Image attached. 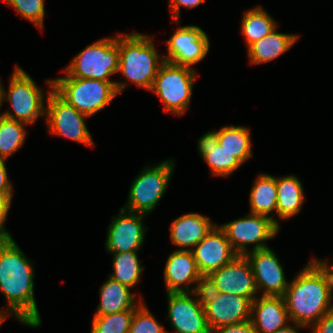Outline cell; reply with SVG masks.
<instances>
[{"instance_id":"ac0fdd59","label":"cell","mask_w":333,"mask_h":333,"mask_svg":"<svg viewBox=\"0 0 333 333\" xmlns=\"http://www.w3.org/2000/svg\"><path fill=\"white\" fill-rule=\"evenodd\" d=\"M252 300L235 294L219 293L205 308L210 330L251 320Z\"/></svg>"},{"instance_id":"52a82bcc","label":"cell","mask_w":333,"mask_h":333,"mask_svg":"<svg viewBox=\"0 0 333 333\" xmlns=\"http://www.w3.org/2000/svg\"><path fill=\"white\" fill-rule=\"evenodd\" d=\"M119 66L118 34L105 37L87 45L66 65L65 77L90 78L101 81H114Z\"/></svg>"},{"instance_id":"f1b7e54d","label":"cell","mask_w":333,"mask_h":333,"mask_svg":"<svg viewBox=\"0 0 333 333\" xmlns=\"http://www.w3.org/2000/svg\"><path fill=\"white\" fill-rule=\"evenodd\" d=\"M27 124L0 114V160L7 161L25 144Z\"/></svg>"},{"instance_id":"74e56055","label":"cell","mask_w":333,"mask_h":333,"mask_svg":"<svg viewBox=\"0 0 333 333\" xmlns=\"http://www.w3.org/2000/svg\"><path fill=\"white\" fill-rule=\"evenodd\" d=\"M309 328L311 333H333V310L325 313L318 322Z\"/></svg>"},{"instance_id":"ab89813d","label":"cell","mask_w":333,"mask_h":333,"mask_svg":"<svg viewBox=\"0 0 333 333\" xmlns=\"http://www.w3.org/2000/svg\"><path fill=\"white\" fill-rule=\"evenodd\" d=\"M303 328H308V327L301 325V324L290 322L284 328L278 329V330L274 331L273 333H300L298 329L303 330Z\"/></svg>"},{"instance_id":"4fadbf2b","label":"cell","mask_w":333,"mask_h":333,"mask_svg":"<svg viewBox=\"0 0 333 333\" xmlns=\"http://www.w3.org/2000/svg\"><path fill=\"white\" fill-rule=\"evenodd\" d=\"M166 296V319L174 333H210L205 309L199 305L193 292L166 293Z\"/></svg>"},{"instance_id":"4dcf8cb0","label":"cell","mask_w":333,"mask_h":333,"mask_svg":"<svg viewBox=\"0 0 333 333\" xmlns=\"http://www.w3.org/2000/svg\"><path fill=\"white\" fill-rule=\"evenodd\" d=\"M10 5L22 18L33 23L40 31H44L45 1L44 0H2Z\"/></svg>"},{"instance_id":"8992f818","label":"cell","mask_w":333,"mask_h":333,"mask_svg":"<svg viewBox=\"0 0 333 333\" xmlns=\"http://www.w3.org/2000/svg\"><path fill=\"white\" fill-rule=\"evenodd\" d=\"M53 89L80 113L89 118L103 110L118 96L115 81L90 78H53Z\"/></svg>"},{"instance_id":"9a60e30c","label":"cell","mask_w":333,"mask_h":333,"mask_svg":"<svg viewBox=\"0 0 333 333\" xmlns=\"http://www.w3.org/2000/svg\"><path fill=\"white\" fill-rule=\"evenodd\" d=\"M220 293L250 298L259 296L251 264L246 255H237L232 261L210 273Z\"/></svg>"},{"instance_id":"836d02e7","label":"cell","mask_w":333,"mask_h":333,"mask_svg":"<svg viewBox=\"0 0 333 333\" xmlns=\"http://www.w3.org/2000/svg\"><path fill=\"white\" fill-rule=\"evenodd\" d=\"M333 260V258H332ZM308 264L318 273L321 277L322 281L325 283L327 290L331 294L333 298V261L329 263L323 259H318L316 257H312Z\"/></svg>"},{"instance_id":"7c38bea8","label":"cell","mask_w":333,"mask_h":333,"mask_svg":"<svg viewBox=\"0 0 333 333\" xmlns=\"http://www.w3.org/2000/svg\"><path fill=\"white\" fill-rule=\"evenodd\" d=\"M112 216L108 225L105 250L108 253L132 252L141 250L147 227L144 218L148 215L123 209Z\"/></svg>"},{"instance_id":"e575fe53","label":"cell","mask_w":333,"mask_h":333,"mask_svg":"<svg viewBox=\"0 0 333 333\" xmlns=\"http://www.w3.org/2000/svg\"><path fill=\"white\" fill-rule=\"evenodd\" d=\"M13 194L0 193V238L12 237V234L5 228V222L12 205Z\"/></svg>"},{"instance_id":"d6a6232c","label":"cell","mask_w":333,"mask_h":333,"mask_svg":"<svg viewBox=\"0 0 333 333\" xmlns=\"http://www.w3.org/2000/svg\"><path fill=\"white\" fill-rule=\"evenodd\" d=\"M193 293L195 294L199 305L205 309L215 300L220 292L210 274H201L196 282Z\"/></svg>"},{"instance_id":"30bf717a","label":"cell","mask_w":333,"mask_h":333,"mask_svg":"<svg viewBox=\"0 0 333 333\" xmlns=\"http://www.w3.org/2000/svg\"><path fill=\"white\" fill-rule=\"evenodd\" d=\"M89 117L80 113L52 89L46 102V125L53 136L64 137L68 140L94 148L92 135L87 128L86 119Z\"/></svg>"},{"instance_id":"603a6c76","label":"cell","mask_w":333,"mask_h":333,"mask_svg":"<svg viewBox=\"0 0 333 333\" xmlns=\"http://www.w3.org/2000/svg\"><path fill=\"white\" fill-rule=\"evenodd\" d=\"M135 295V296H134ZM131 289L108 277L99 288L100 302L94 315H108L120 311L135 310L144 300Z\"/></svg>"},{"instance_id":"cb8c5ba5","label":"cell","mask_w":333,"mask_h":333,"mask_svg":"<svg viewBox=\"0 0 333 333\" xmlns=\"http://www.w3.org/2000/svg\"><path fill=\"white\" fill-rule=\"evenodd\" d=\"M276 187L278 217L276 224L281 228L279 219L287 221L298 215L303 209L305 191L302 181L294 174L276 176Z\"/></svg>"},{"instance_id":"d4e9b609","label":"cell","mask_w":333,"mask_h":333,"mask_svg":"<svg viewBox=\"0 0 333 333\" xmlns=\"http://www.w3.org/2000/svg\"><path fill=\"white\" fill-rule=\"evenodd\" d=\"M254 180L248 199L249 213L269 217L276 223V218L272 216L273 212L277 215L276 176L260 173Z\"/></svg>"},{"instance_id":"5bb4252c","label":"cell","mask_w":333,"mask_h":333,"mask_svg":"<svg viewBox=\"0 0 333 333\" xmlns=\"http://www.w3.org/2000/svg\"><path fill=\"white\" fill-rule=\"evenodd\" d=\"M270 247L246 254L260 296H284L289 282L279 256Z\"/></svg>"},{"instance_id":"b9f144b4","label":"cell","mask_w":333,"mask_h":333,"mask_svg":"<svg viewBox=\"0 0 333 333\" xmlns=\"http://www.w3.org/2000/svg\"><path fill=\"white\" fill-rule=\"evenodd\" d=\"M6 318L0 317V327L3 325V323L6 321Z\"/></svg>"},{"instance_id":"4316f807","label":"cell","mask_w":333,"mask_h":333,"mask_svg":"<svg viewBox=\"0 0 333 333\" xmlns=\"http://www.w3.org/2000/svg\"><path fill=\"white\" fill-rule=\"evenodd\" d=\"M275 19L262 7L258 5L251 7L243 13L241 19V33L245 39L247 48L258 39L264 38L277 27Z\"/></svg>"},{"instance_id":"3957f363","label":"cell","mask_w":333,"mask_h":333,"mask_svg":"<svg viewBox=\"0 0 333 333\" xmlns=\"http://www.w3.org/2000/svg\"><path fill=\"white\" fill-rule=\"evenodd\" d=\"M290 322L310 327L333 310V298L318 273L307 263L289 281L284 294Z\"/></svg>"},{"instance_id":"7a4b0ae2","label":"cell","mask_w":333,"mask_h":333,"mask_svg":"<svg viewBox=\"0 0 333 333\" xmlns=\"http://www.w3.org/2000/svg\"><path fill=\"white\" fill-rule=\"evenodd\" d=\"M154 36L140 32L118 34V72L125 81H115L118 95L130 85L150 91L160 65L164 62L163 53L155 47Z\"/></svg>"},{"instance_id":"44dd1931","label":"cell","mask_w":333,"mask_h":333,"mask_svg":"<svg viewBox=\"0 0 333 333\" xmlns=\"http://www.w3.org/2000/svg\"><path fill=\"white\" fill-rule=\"evenodd\" d=\"M197 145L198 153L209 166L212 176L229 177L243 165L218 144L216 130L203 134Z\"/></svg>"},{"instance_id":"83f0119b","label":"cell","mask_w":333,"mask_h":333,"mask_svg":"<svg viewBox=\"0 0 333 333\" xmlns=\"http://www.w3.org/2000/svg\"><path fill=\"white\" fill-rule=\"evenodd\" d=\"M139 251L110 253L113 255V272L108 276L130 289L137 287L145 266L139 260Z\"/></svg>"},{"instance_id":"d6986e66","label":"cell","mask_w":333,"mask_h":333,"mask_svg":"<svg viewBox=\"0 0 333 333\" xmlns=\"http://www.w3.org/2000/svg\"><path fill=\"white\" fill-rule=\"evenodd\" d=\"M215 225L208 216L186 213L171 222L169 239L176 250L191 251Z\"/></svg>"},{"instance_id":"ffe728a7","label":"cell","mask_w":333,"mask_h":333,"mask_svg":"<svg viewBox=\"0 0 333 333\" xmlns=\"http://www.w3.org/2000/svg\"><path fill=\"white\" fill-rule=\"evenodd\" d=\"M251 322L256 333H273L290 323L283 296H257L252 301Z\"/></svg>"},{"instance_id":"8d00e7d4","label":"cell","mask_w":333,"mask_h":333,"mask_svg":"<svg viewBox=\"0 0 333 333\" xmlns=\"http://www.w3.org/2000/svg\"><path fill=\"white\" fill-rule=\"evenodd\" d=\"M210 333H256L251 320L241 323L221 326L210 330Z\"/></svg>"},{"instance_id":"f35d334b","label":"cell","mask_w":333,"mask_h":333,"mask_svg":"<svg viewBox=\"0 0 333 333\" xmlns=\"http://www.w3.org/2000/svg\"><path fill=\"white\" fill-rule=\"evenodd\" d=\"M6 161L0 160V193L13 194V181L9 180Z\"/></svg>"},{"instance_id":"60d3db41","label":"cell","mask_w":333,"mask_h":333,"mask_svg":"<svg viewBox=\"0 0 333 333\" xmlns=\"http://www.w3.org/2000/svg\"><path fill=\"white\" fill-rule=\"evenodd\" d=\"M1 97H2V81L0 79V112H1V106H2V101H1Z\"/></svg>"},{"instance_id":"e0dca14e","label":"cell","mask_w":333,"mask_h":333,"mask_svg":"<svg viewBox=\"0 0 333 333\" xmlns=\"http://www.w3.org/2000/svg\"><path fill=\"white\" fill-rule=\"evenodd\" d=\"M163 272L166 293L193 292L201 275L192 251L176 249L167 257Z\"/></svg>"},{"instance_id":"d590c367","label":"cell","mask_w":333,"mask_h":333,"mask_svg":"<svg viewBox=\"0 0 333 333\" xmlns=\"http://www.w3.org/2000/svg\"><path fill=\"white\" fill-rule=\"evenodd\" d=\"M204 1L205 0H169L168 6L171 12V20L180 21L181 7L193 9L202 4Z\"/></svg>"},{"instance_id":"277c9868","label":"cell","mask_w":333,"mask_h":333,"mask_svg":"<svg viewBox=\"0 0 333 333\" xmlns=\"http://www.w3.org/2000/svg\"><path fill=\"white\" fill-rule=\"evenodd\" d=\"M45 82L49 87L47 95L22 67L15 64V69L8 82V90L2 83V107L3 102L7 101L10 104V110H5L0 114L6 118L23 122L27 124V127L34 125L40 117L46 118L45 103L49 92L53 89V79H46Z\"/></svg>"},{"instance_id":"484cf974","label":"cell","mask_w":333,"mask_h":333,"mask_svg":"<svg viewBox=\"0 0 333 333\" xmlns=\"http://www.w3.org/2000/svg\"><path fill=\"white\" fill-rule=\"evenodd\" d=\"M217 131L218 144L242 164L253 157L251 131L241 125H225Z\"/></svg>"},{"instance_id":"ba28073f","label":"cell","mask_w":333,"mask_h":333,"mask_svg":"<svg viewBox=\"0 0 333 333\" xmlns=\"http://www.w3.org/2000/svg\"><path fill=\"white\" fill-rule=\"evenodd\" d=\"M175 161L173 158H169L153 166H145L133 179L128 192V200L122 208L150 215L166 193L175 170Z\"/></svg>"},{"instance_id":"1f68e13d","label":"cell","mask_w":333,"mask_h":333,"mask_svg":"<svg viewBox=\"0 0 333 333\" xmlns=\"http://www.w3.org/2000/svg\"><path fill=\"white\" fill-rule=\"evenodd\" d=\"M128 333H167L143 301L136 309Z\"/></svg>"},{"instance_id":"7402d4cb","label":"cell","mask_w":333,"mask_h":333,"mask_svg":"<svg viewBox=\"0 0 333 333\" xmlns=\"http://www.w3.org/2000/svg\"><path fill=\"white\" fill-rule=\"evenodd\" d=\"M278 26L262 39H258L247 48L250 65H262L271 62L289 51L300 35L279 32Z\"/></svg>"},{"instance_id":"9c48e42d","label":"cell","mask_w":333,"mask_h":333,"mask_svg":"<svg viewBox=\"0 0 333 333\" xmlns=\"http://www.w3.org/2000/svg\"><path fill=\"white\" fill-rule=\"evenodd\" d=\"M219 227L238 255L268 248L267 241L274 239L281 230L271 218L253 213L220 224Z\"/></svg>"},{"instance_id":"5b68a950","label":"cell","mask_w":333,"mask_h":333,"mask_svg":"<svg viewBox=\"0 0 333 333\" xmlns=\"http://www.w3.org/2000/svg\"><path fill=\"white\" fill-rule=\"evenodd\" d=\"M197 71L189 66L164 61L157 72L150 92L163 104V111L182 116L188 111Z\"/></svg>"},{"instance_id":"2e32d148","label":"cell","mask_w":333,"mask_h":333,"mask_svg":"<svg viewBox=\"0 0 333 333\" xmlns=\"http://www.w3.org/2000/svg\"><path fill=\"white\" fill-rule=\"evenodd\" d=\"M191 251L201 274L220 269L238 255L217 224Z\"/></svg>"},{"instance_id":"6da1fadb","label":"cell","mask_w":333,"mask_h":333,"mask_svg":"<svg viewBox=\"0 0 333 333\" xmlns=\"http://www.w3.org/2000/svg\"><path fill=\"white\" fill-rule=\"evenodd\" d=\"M34 262L12 237L0 238V292L7 305L0 317H14L21 325L39 328L42 320L34 294Z\"/></svg>"},{"instance_id":"f546056e","label":"cell","mask_w":333,"mask_h":333,"mask_svg":"<svg viewBox=\"0 0 333 333\" xmlns=\"http://www.w3.org/2000/svg\"><path fill=\"white\" fill-rule=\"evenodd\" d=\"M135 310L93 315L90 333H128Z\"/></svg>"},{"instance_id":"8fae6325","label":"cell","mask_w":333,"mask_h":333,"mask_svg":"<svg viewBox=\"0 0 333 333\" xmlns=\"http://www.w3.org/2000/svg\"><path fill=\"white\" fill-rule=\"evenodd\" d=\"M179 25L167 43L164 61L192 67L202 61L209 52L210 39L202 28L196 25L180 26V21H171Z\"/></svg>"}]
</instances>
